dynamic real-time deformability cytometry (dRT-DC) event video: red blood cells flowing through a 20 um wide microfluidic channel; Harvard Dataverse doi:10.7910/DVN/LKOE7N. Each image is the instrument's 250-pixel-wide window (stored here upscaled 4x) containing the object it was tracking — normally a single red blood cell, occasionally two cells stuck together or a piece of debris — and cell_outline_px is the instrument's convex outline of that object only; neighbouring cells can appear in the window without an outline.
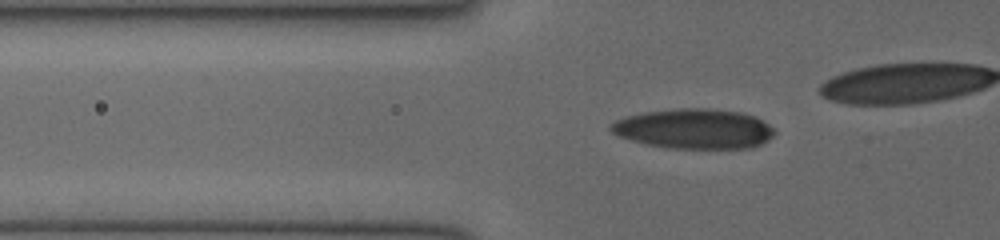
{"species": "human", "species_latin": "Homo sapiens", "temperature_condition": "cold", "stored_images_in_passage": 27, "camera_frame_rate_fps": 3000, "um_per_image_px": 0.085, "donor": {"sex": "female"}, "frame": {"image": 1, "passage_image": 4, "time_ms": 1.0, "image_size_px": [1000, 240], "cell_outline_px": [[776, 132], [768, 140], [752, 148], [668, 148], [648, 144], [632, 140], [620, 136], [612, 132], [608, 128], [616, 120], [624, 116], [644, 112], [676, 108], [708, 108], [740, 112], [756, 116], [768, 124]], "centroid_in_image_um": [59.0, 10.94], "position_along_channel_um": 66.8, "area_um2": 38.03}}
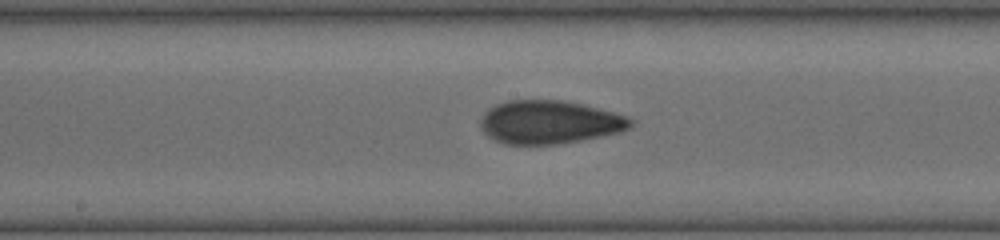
{"frame": {"image": 2, "passage_image": 14, "time_ms": 4.333, "image_size_px": [1000, 240], "cell_outline_px": [[632, 124], [628, 128], [620, 132], [560, 144], [504, 144], [488, 136], [484, 132], [480, 124], [480, 120], [484, 112], [488, 108], [496, 104], [508, 100], [564, 100], [584, 104], [616, 112], [628, 116], [632, 120]], "centroid_in_image_um": [46.7, 10.37], "position_along_channel_um": 201.5, "area_um2": 38.03}}
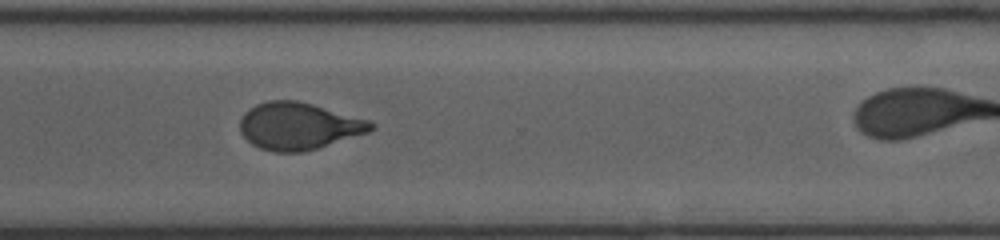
{"frame": {"image": 3, "passage_image": 24, "time_ms": 7.667, "image_size_px": [1000, 240], "cell_outline_px": [[376, 128], [368, 132], [304, 152], [276, 152], [260, 148], [252, 144], [240, 132], [240, 120], [244, 112], [248, 108], [256, 104], [268, 100], [296, 100], [312, 104], [368, 120], [376, 124]], "centroid_in_image_um": [25.36, 10.71], "position_along_channel_um": 345.2, "area_um2": 35.78}}